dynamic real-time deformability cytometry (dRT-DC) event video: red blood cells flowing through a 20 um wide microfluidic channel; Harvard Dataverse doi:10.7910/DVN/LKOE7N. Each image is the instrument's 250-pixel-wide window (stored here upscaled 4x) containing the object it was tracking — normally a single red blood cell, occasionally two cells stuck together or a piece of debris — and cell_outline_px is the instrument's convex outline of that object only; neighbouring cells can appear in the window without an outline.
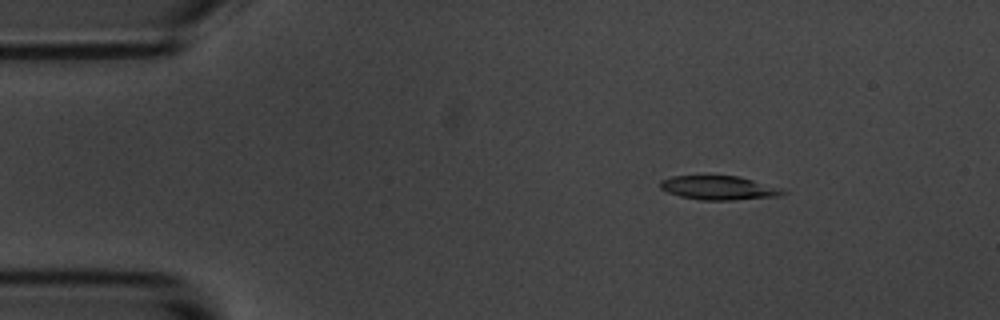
{"species": "common noctule bat (a hibernating species)", "species_latin": "Nyctalus noctula", "temperature_condition": "room temperature", "stored_images_in_passage": 3, "camera_frame_rate_fps": 3000, "um_per_image_px": 0.085, "animal": {"sex": "male", "body_mass_g": 20.1, "forearm_length_mm": 53.5}, "frame": {"image": 1, "passage_image": 1, "time_ms": 0.0, "image_size_px": [1000, 320], "cell_outline_px": [[788, 192], [776, 196], [732, 200], [700, 200], [680, 196], [668, 192], [660, 188], [660, 180], [672, 176], [740, 176], [780, 188]], "centroid_in_image_um": [61.07, 15.96], "position_along_channel_um": 23.9, "area_um2": 16.94}}